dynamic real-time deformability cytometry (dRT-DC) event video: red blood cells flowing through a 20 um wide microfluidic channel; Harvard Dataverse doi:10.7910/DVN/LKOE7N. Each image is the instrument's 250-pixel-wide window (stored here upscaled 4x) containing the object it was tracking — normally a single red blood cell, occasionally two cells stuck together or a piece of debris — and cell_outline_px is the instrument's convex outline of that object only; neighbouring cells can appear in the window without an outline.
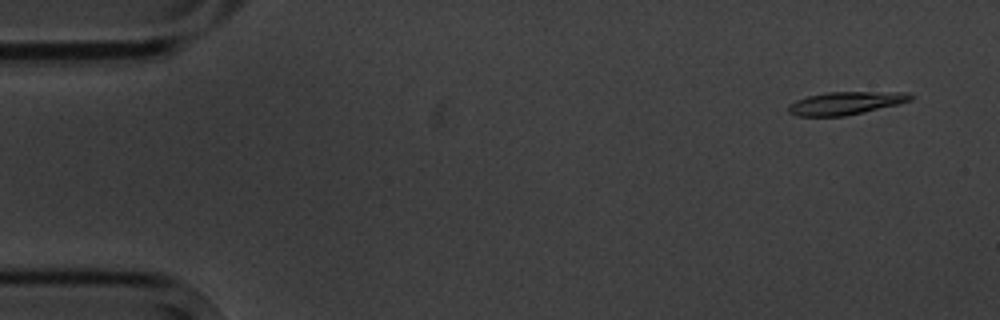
{"species": "common noctule bat (a hibernating species)", "species_latin": "Nyctalus noctula", "temperature_condition": "cold", "stored_images_in_passage": 7, "camera_frame_rate_fps": 3000, "um_per_image_px": 0.085, "animal": {"sex": "male", "body_mass_g": 20.1, "forearm_length_mm": 53.5}, "frame": {"image": 1, "passage_image": 1, "time_ms": 0.0, "image_size_px": [1000, 320], "cell_outline_px": [[916, 96], [912, 100], [864, 112], [844, 116], [796, 116], [788, 112], [788, 104], [796, 100], [808, 96], [828, 92], [908, 92]], "centroid_in_image_um": [71.88, 8.76], "position_along_channel_um": 13.1, "area_um2": 16.3}}
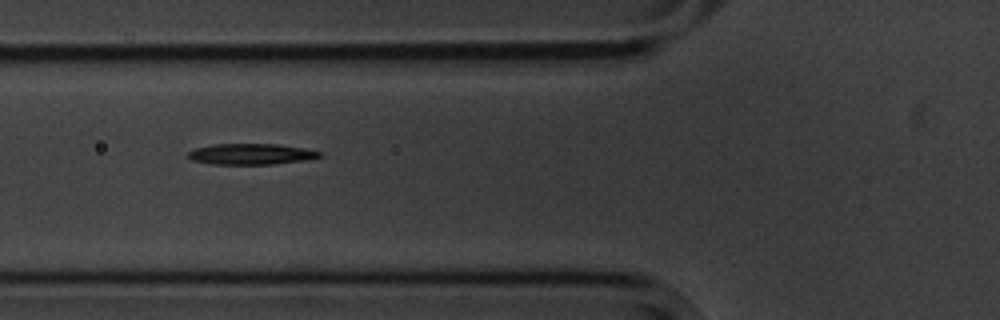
{"frame": {"image": 2, "passage_image": 6, "time_ms": 5.667, "image_size_px": [1000, 320], "cell_outline_px": [[324, 156], [308, 160], [272, 164], [212, 164], [192, 160], [184, 156], [188, 152], [196, 148], [212, 144], [276, 144], [304, 148], [324, 152]], "centroid_in_image_um": [21.37, 13.1], "position_along_channel_um": 104.4, "area_um2": 16.24}}
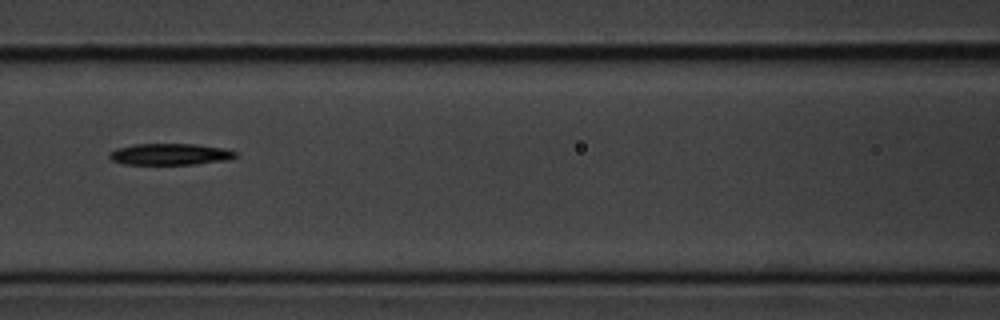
{"frame": {"image": 3, "passage_image": 7, "time_ms": 7.0, "image_size_px": [1000, 320], "cell_outline_px": [[236, 156], [228, 160], [192, 164], [124, 164], [112, 160], [108, 156], [108, 152], [116, 148], [132, 144], [196, 144], [224, 148], [236, 152]], "centroid_in_image_um": [14.41, 13.1], "position_along_channel_um": 152.2, "area_um2": 15.78}}